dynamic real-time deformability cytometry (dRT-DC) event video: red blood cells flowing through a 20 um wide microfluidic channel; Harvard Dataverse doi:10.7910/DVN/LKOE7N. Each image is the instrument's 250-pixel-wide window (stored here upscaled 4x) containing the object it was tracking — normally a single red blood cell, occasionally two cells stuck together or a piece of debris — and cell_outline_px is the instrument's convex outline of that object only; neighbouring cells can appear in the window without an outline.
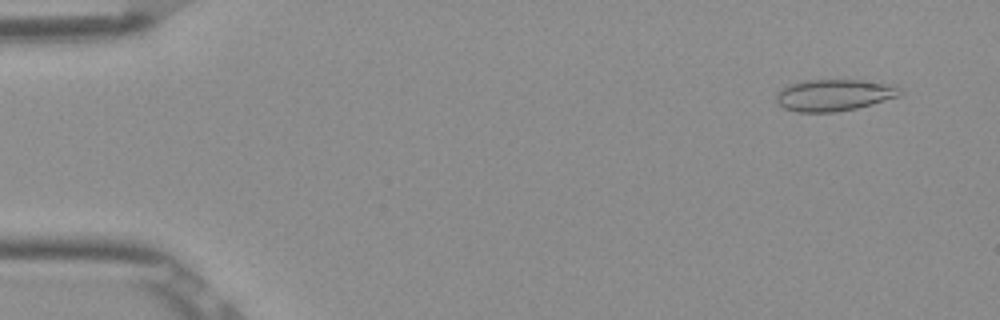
{"species": "Egyptian fruit bat (a non-hibernating species)", "species_latin": "Rousettus aegyptiacus", "temperature_condition": "room temperature", "stored_images_in_passage": 14, "camera_frame_rate_fps": 3000, "um_per_image_px": 0.085, "frame": {"image": 1, "passage_image": 4, "time_ms": 1.0, "image_size_px": [1000, 320], "cell_outline_px": [[904, 92], [900, 96], [872, 104], [856, 108], [836, 112], [796, 112], [784, 108], [776, 100], [776, 92], [792, 84], [804, 80], [860, 80], [900, 88]], "centroid_in_image_um": [70.86, 8.1], "position_along_channel_um": 14.1, "area_um2": 22.48}}